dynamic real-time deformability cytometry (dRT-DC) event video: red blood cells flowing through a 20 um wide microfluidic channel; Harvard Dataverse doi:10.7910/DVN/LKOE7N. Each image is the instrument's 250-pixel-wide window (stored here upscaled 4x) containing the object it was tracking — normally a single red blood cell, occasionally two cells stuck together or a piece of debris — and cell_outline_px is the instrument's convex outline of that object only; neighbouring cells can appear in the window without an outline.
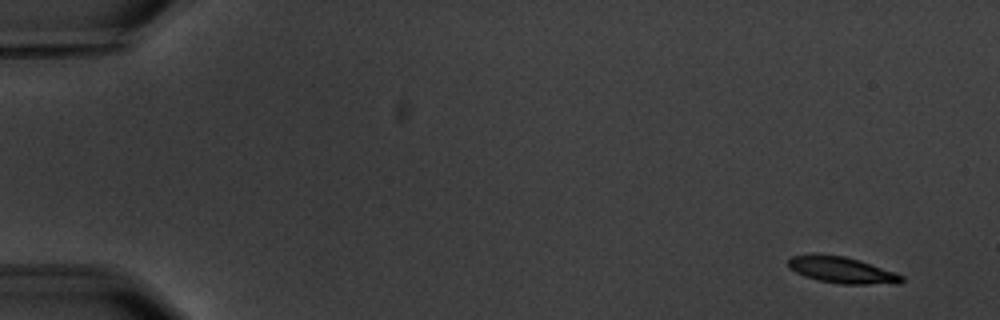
{"species": "common noctule bat (a hibernating species)", "species_latin": "Nyctalus noctula", "temperature_condition": "warm", "stored_images_in_passage": 5, "camera_frame_rate_fps": 3000, "um_per_image_px": 0.085, "animal": {"sex": "male", "body_mass_g": 20.1, "forearm_length_mm": 53.5}, "frame": {"image": 1, "passage_image": 1, "time_ms": 0.0, "image_size_px": [1000, 320], "cell_outline_px": [[904, 280], [900, 284], [840, 284], [820, 280], [804, 276], [788, 268], [788, 260], [792, 256], [844, 256], [860, 260], [896, 272], [904, 276]], "centroid_in_image_um": [71.66, 22.99], "position_along_channel_um": 13.3, "area_um2": 17.11}}
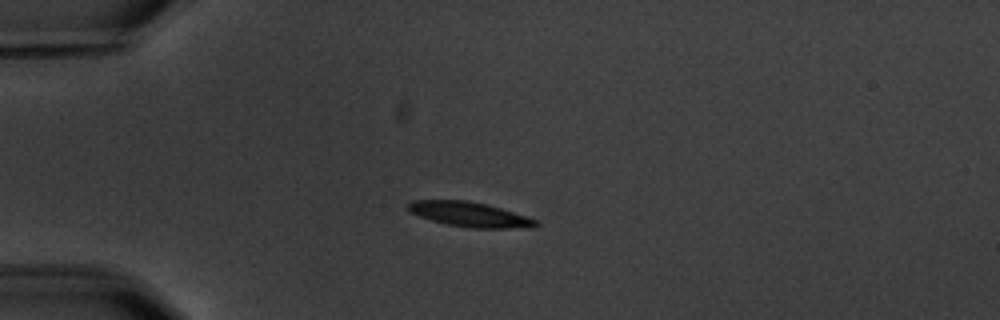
{"frame": {"image": 2, "passage_image": 4, "time_ms": 4.0, "image_size_px": [1000, 320], "cell_outline_px": [[540, 224], [536, 228], [468, 228], [448, 224], [432, 220], [408, 212], [408, 204], [412, 200], [468, 200], [488, 204], [528, 216], [536, 220]], "centroid_in_image_um": [39.98, 18.22], "position_along_channel_um": 45.0, "area_um2": 18.67}}